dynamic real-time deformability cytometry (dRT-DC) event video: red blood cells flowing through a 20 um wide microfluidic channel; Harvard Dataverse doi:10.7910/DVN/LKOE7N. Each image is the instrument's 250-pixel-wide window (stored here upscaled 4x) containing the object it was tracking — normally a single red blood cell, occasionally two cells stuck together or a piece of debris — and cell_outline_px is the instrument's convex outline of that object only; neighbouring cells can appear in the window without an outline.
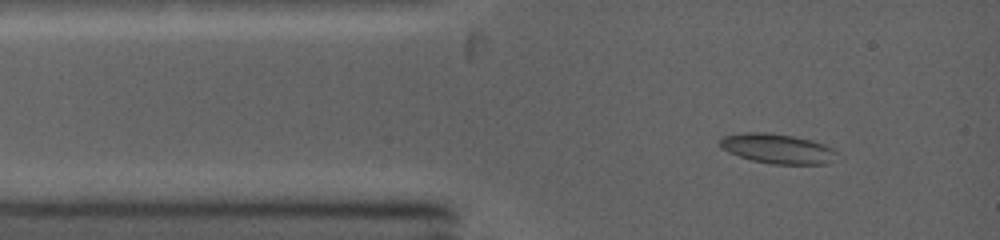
{"species": "common noctule bat (a hibernating species)", "species_latin": "Nyctalus noctula", "temperature_condition": "warm", "stored_images_in_passage": 7, "camera_frame_rate_fps": 5000, "um_per_image_px": 0.085, "animal": {"sex": "female", "body_mass_g": 19.0, "forearm_length_mm": 53.3}, "frame": {"image": 1, "passage_image": 2, "time_ms": 0.8, "image_size_px": [1000, 240], "cell_outline_px": [[836, 152], [832, 160], [828, 164], [772, 164], [752, 160], [728, 152], [720, 148], [720, 136], [744, 132], [768, 132], [796, 136], [812, 140], [824, 144], [832, 148]], "centroid_in_image_um": [66.04, 12.62], "position_along_channel_um": 19.0, "area_um2": 20.4}}
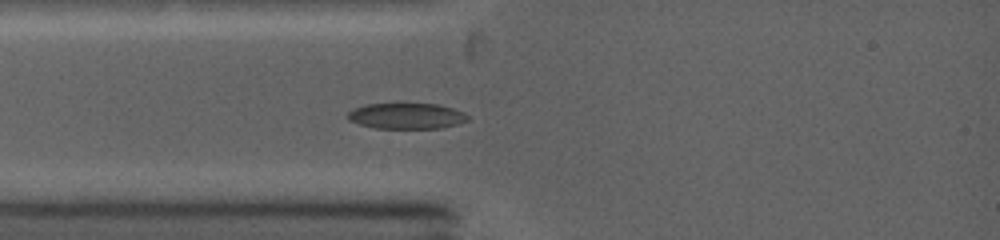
{"frame": {"image": 2, "passage_image": 4, "time_ms": 2.2, "image_size_px": [1000, 240], "cell_outline_px": [[468, 120], [460, 124], [440, 128], [376, 128], [360, 124], [348, 120], [348, 112], [352, 108], [364, 104], [400, 100], [436, 104], [452, 108], [464, 112], [468, 116]], "centroid_in_image_um": [34.52, 9.79], "position_along_channel_um": 50.5, "area_um2": 19.07}}
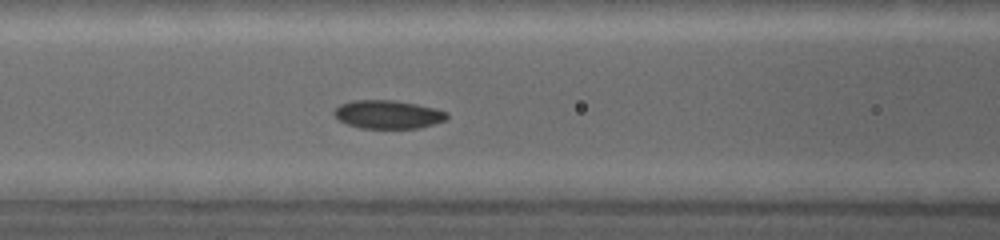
{"frame": {"image": 3, "passage_image": 7, "time_ms": 4.2, "image_size_px": [1000, 240], "cell_outline_px": [[448, 116], [444, 120], [420, 128], [360, 128], [348, 124], [340, 120], [332, 112], [340, 104], [352, 100], [396, 100], [416, 104], [448, 112]], "centroid_in_image_um": [32.95, 9.72], "position_along_channel_um": 133.6, "area_um2": 18.5}}